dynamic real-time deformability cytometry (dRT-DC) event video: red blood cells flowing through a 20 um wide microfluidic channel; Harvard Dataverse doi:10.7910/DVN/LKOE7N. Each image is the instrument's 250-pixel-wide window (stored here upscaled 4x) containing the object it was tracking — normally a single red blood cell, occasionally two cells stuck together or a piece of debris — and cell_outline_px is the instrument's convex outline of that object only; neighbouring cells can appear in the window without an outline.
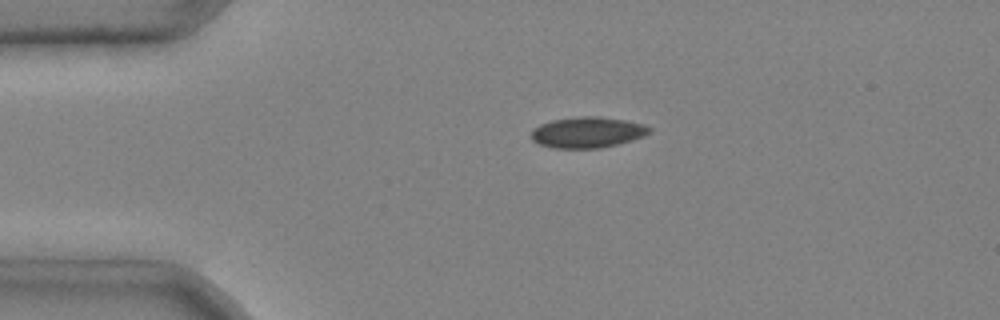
{"species": "common noctule bat (a hibernating species)", "species_latin": "Nyctalus noctula", "temperature_condition": "cold", "stored_images_in_passage": 2, "camera_frame_rate_fps": 3000, "um_per_image_px": 0.085, "animal": {"sex": "male", "body_mass_g": 20.4}, "frame": {"image": 1, "passage_image": 1, "time_ms": 0.0, "image_size_px": [1000, 320], "cell_outline_px": [[652, 132], [644, 136], [632, 140], [600, 148], [552, 148], [540, 144], [532, 140], [528, 136], [532, 128], [540, 124], [552, 120], [580, 116], [600, 116], [628, 120], [644, 124], [652, 128]], "centroid_in_image_um": [49.92, 11.24], "position_along_channel_um": 35.1, "area_um2": 21.62}}